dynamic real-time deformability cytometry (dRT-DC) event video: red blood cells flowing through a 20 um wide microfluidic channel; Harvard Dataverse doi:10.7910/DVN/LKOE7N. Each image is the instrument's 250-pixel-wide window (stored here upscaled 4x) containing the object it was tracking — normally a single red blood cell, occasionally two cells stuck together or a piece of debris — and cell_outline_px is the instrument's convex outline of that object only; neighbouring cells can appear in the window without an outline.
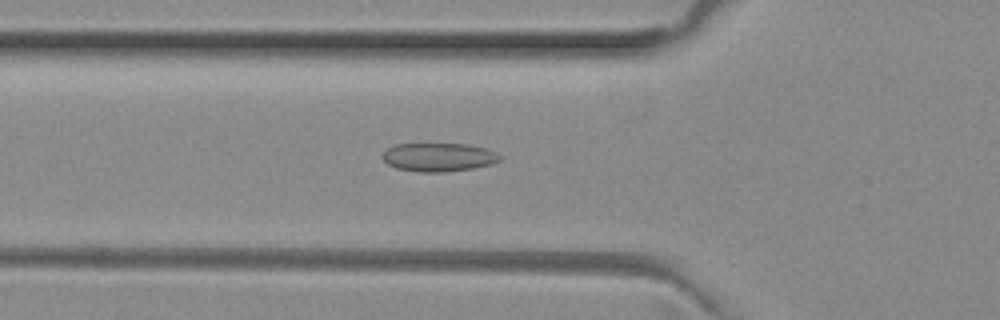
{"species": "common noctule bat (a hibernating species)", "species_latin": "Nyctalus noctula", "temperature_condition": "room temperature", "stored_images_in_passage": 43, "camera_frame_rate_fps": 3000, "um_per_image_px": 0.085, "animal": {"sex": "female", "body_mass_g": 29.2, "forearm_length_mm": 56.3}, "frame": {"image": 1, "passage_image": 9, "time_ms": 2.667, "image_size_px": [1000, 320], "cell_outline_px": [[500, 160], [492, 164], [472, 168], [444, 172], [420, 172], [396, 168], [388, 164], [380, 156], [388, 148], [396, 144], [468, 144], [488, 148], [496, 152], [500, 156]], "centroid_in_image_um": [37.29, 13.35], "position_along_channel_um": 88.5, "area_um2": 19.54}}
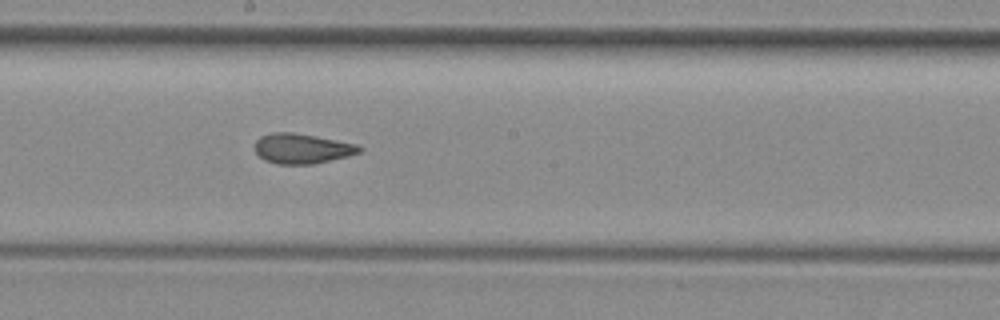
{"frame": {"image": 2, "passage_image": 19, "time_ms": 6.0, "image_size_px": [1000, 320], "cell_outline_px": [[364, 148], [360, 152], [348, 156], [312, 164], [276, 164], [264, 160], [256, 152], [256, 140], [260, 136], [272, 132], [292, 132], [316, 136], [356, 144]], "centroid_in_image_um": [25.67, 12.62], "position_along_channel_um": 222.5, "area_um2": 18.21}}
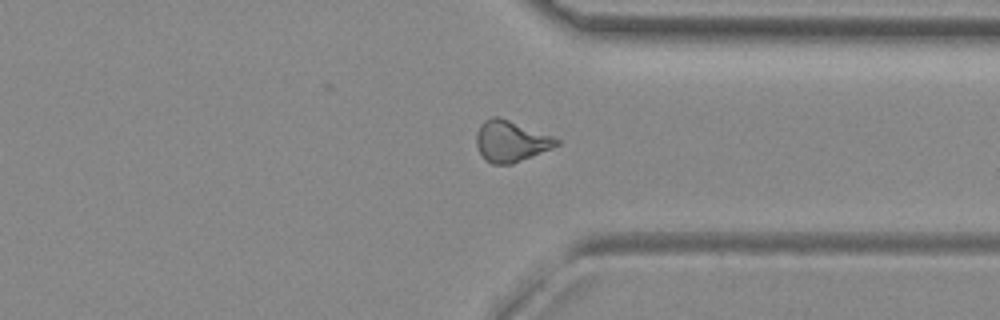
{"frame": {"image": 3, "passage_image": 30, "time_ms": 9.667, "image_size_px": [1000, 320], "cell_outline_px": [[560, 144], [552, 148], [512, 164], [492, 164], [484, 160], [476, 144], [476, 132], [480, 124], [484, 120], [492, 116], [496, 116], [508, 120], [552, 136], [560, 140]], "centroid_in_image_um": [43.39, 12.01], "position_along_channel_um": 368.0, "area_um2": 19.07}, "authors_computed_cell_mechanics": {"area_um2": 18.5538, "velocity_mm_per_s": 4.0099, "shape_relaxation_time_tau1_ms": null, "shape_relaxation_time_tau2_ms": 1.9659, "deformation_change_tau1": null, "deformation_change_tau2": 0.0932}}